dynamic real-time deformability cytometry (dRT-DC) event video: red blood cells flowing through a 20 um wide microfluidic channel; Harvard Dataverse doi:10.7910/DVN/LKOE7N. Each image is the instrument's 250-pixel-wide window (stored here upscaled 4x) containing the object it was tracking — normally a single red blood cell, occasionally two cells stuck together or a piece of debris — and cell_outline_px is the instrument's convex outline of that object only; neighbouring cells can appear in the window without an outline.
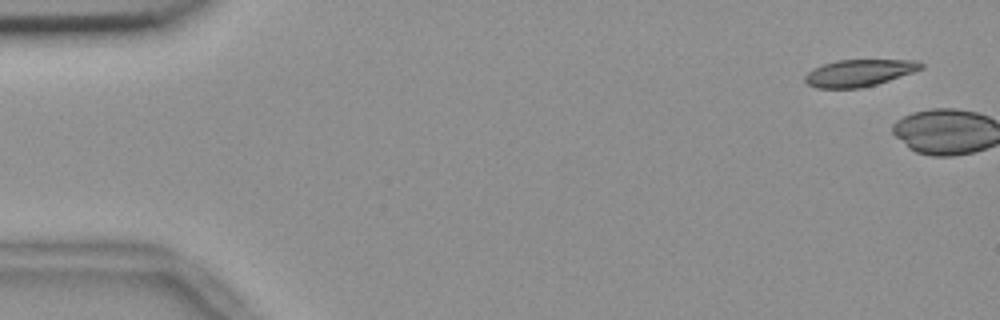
{"species": "common noctule bat (a hibernating species)", "species_latin": "Nyctalus noctula", "temperature_condition": "room temperature", "stored_images_in_passage": 5, "camera_frame_rate_fps": 3000, "um_per_image_px": 0.085, "animal": {"sex": "female", "body_mass_g": 18.4}, "frame": {"image": 1, "passage_image": 3, "time_ms": 0.667, "image_size_px": [1000, 320], "cell_outline_px": [[924, 68], [876, 84], [860, 88], [816, 88], [808, 84], [804, 80], [804, 76], [812, 68], [836, 60], [920, 60], [924, 64]], "centroid_in_image_um": [73.01, 6.19], "position_along_channel_um": 12.0, "area_um2": 18.15}}